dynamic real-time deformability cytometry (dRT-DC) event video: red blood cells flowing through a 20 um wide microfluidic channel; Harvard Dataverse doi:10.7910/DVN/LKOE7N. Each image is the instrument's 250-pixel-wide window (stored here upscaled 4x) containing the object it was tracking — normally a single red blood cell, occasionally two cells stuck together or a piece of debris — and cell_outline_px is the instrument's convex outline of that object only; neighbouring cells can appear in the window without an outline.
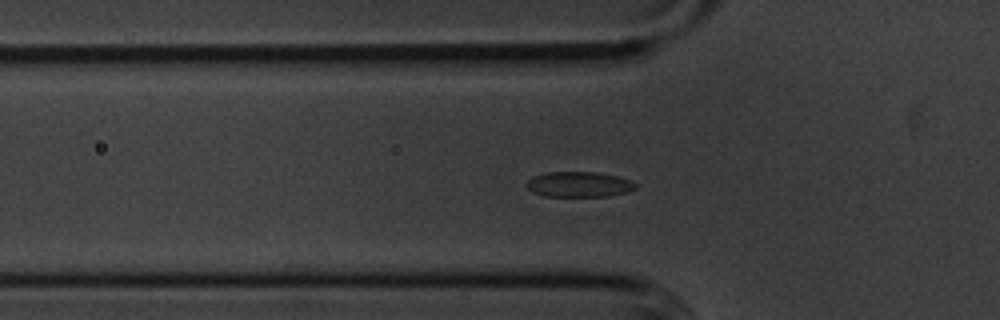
{"species": "common noctule bat (a hibernating species)", "species_latin": "Nyctalus noctula", "temperature_condition": "cold", "stored_images_in_passage": 45, "camera_frame_rate_fps": 3000, "um_per_image_px": 0.085, "animal": {"sex": "male", "body_mass_g": 20.1, "forearm_length_mm": 53.5}, "frame": {"image": 1, "passage_image": 7, "time_ms": 2.0, "image_size_px": [1000, 320], "cell_outline_px": [[636, 188], [628, 192], [608, 196], [544, 196], [532, 192], [524, 184], [532, 176], [548, 172], [596, 172], [616, 176], [632, 180], [636, 184]], "centroid_in_image_um": [49.2, 15.67], "position_along_channel_um": 76.6, "area_um2": 16.18}}
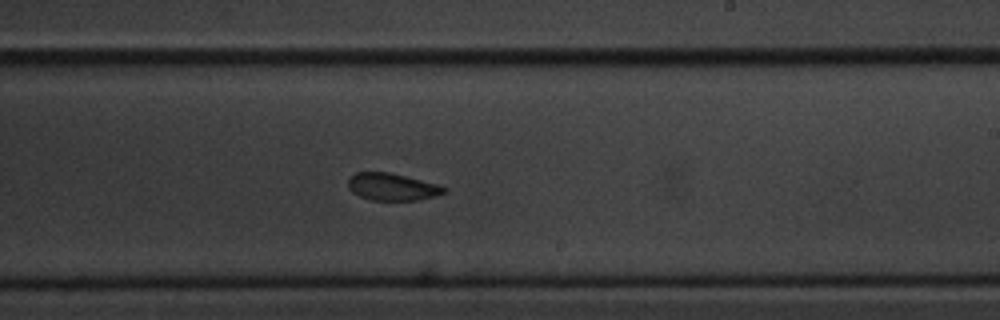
{"frame": {"image": 2, "passage_image": 22, "time_ms": 7.0, "image_size_px": [1000, 320], "cell_outline_px": [[448, 192], [420, 200], [372, 200], [360, 196], [352, 192], [348, 188], [348, 176], [356, 172], [388, 172], [436, 184], [448, 188]], "centroid_in_image_um": [33.31, 15.88], "position_along_channel_um": 255.7, "area_um2": 15.2}}
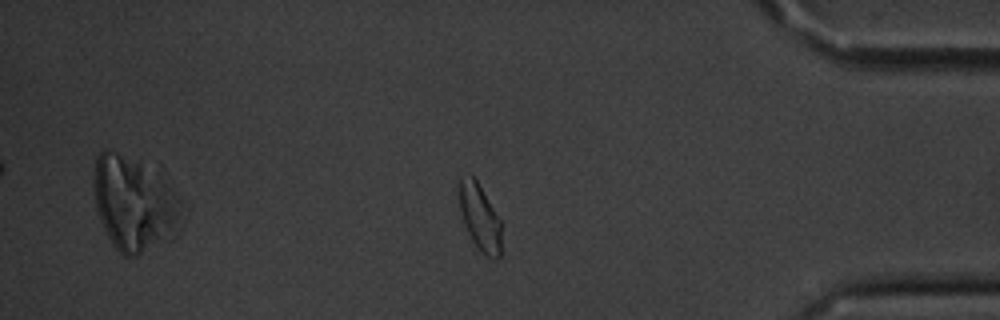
{"frame": {"image": 3, "passage_image": 36, "time_ms": 11.667, "image_size_px": [1000, 320], "cell_outline_px": [[500, 256], [496, 260], [492, 260], [484, 256], [480, 252], [472, 240], [464, 224], [460, 208], [456, 180], [460, 176], [468, 172], [476, 180], [500, 220]], "centroid_in_image_um": [40.73, 18.44], "position_along_channel_um": 394.5, "area_um2": 16.65}, "authors_computed_cell_mechanics": {"area_um2": 16.6464, "velocity_mm_per_s": 3.5755, "shape_relaxation_time_tau1_ms": 3.1601, "shape_relaxation_time_tau2_ms": 2.4458, "deformation_change_tau1": 0.0808, "deformation_change_tau2": 0.0563}}